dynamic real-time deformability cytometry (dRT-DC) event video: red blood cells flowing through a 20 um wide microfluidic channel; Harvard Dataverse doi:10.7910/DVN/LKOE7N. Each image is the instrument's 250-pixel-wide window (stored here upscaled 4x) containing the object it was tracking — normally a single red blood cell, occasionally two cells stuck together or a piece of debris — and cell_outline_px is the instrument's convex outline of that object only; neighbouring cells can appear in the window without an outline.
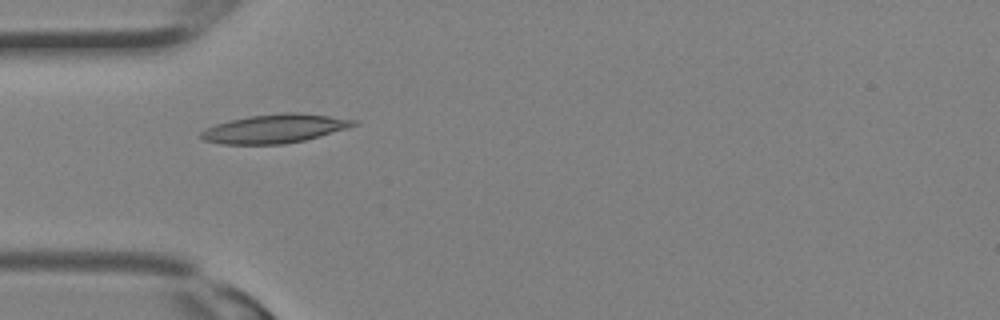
{"species": "Egyptian fruit bat (a non-hibernating species)", "species_latin": "Rousettus aegyptiacus", "temperature_condition": "room temperature", "stored_images_in_passage": 21, "camera_frame_rate_fps": 3000, "um_per_image_px": 0.085, "animal": {"sex": "female"}, "frame": {"image": 1, "passage_image": 8, "time_ms": 2.333, "image_size_px": [1000, 320], "cell_outline_px": [[360, 124], [348, 128], [320, 136], [304, 140], [284, 144], [220, 144], [204, 140], [200, 136], [200, 132], [204, 128], [216, 124], [248, 116], [284, 112], [292, 112], [328, 116], [356, 120]], "centroid_in_image_um": [23.34, 10.94], "position_along_channel_um": 61.7, "area_um2": 25.49}}
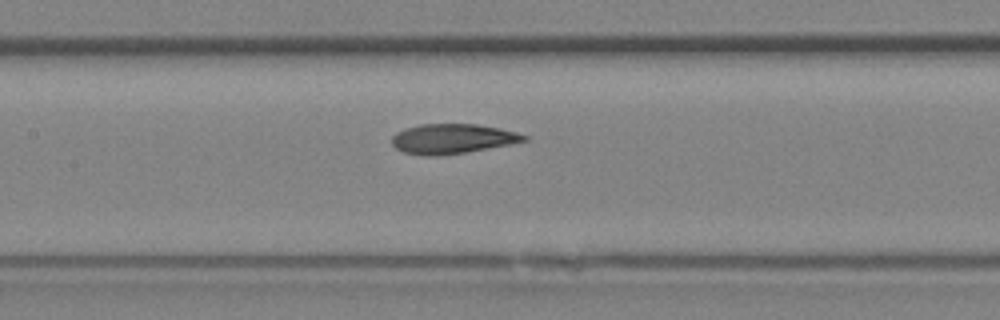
{"frame": {"image": 2, "passage_image": 13, "time_ms": 4.0, "image_size_px": [1000, 320], "cell_outline_px": [[528, 140], [508, 144], [464, 152], [436, 156], [424, 156], [404, 152], [396, 148], [392, 144], [392, 136], [396, 132], [420, 124], [476, 124], [500, 128], [516, 132], [528, 136]], "centroid_in_image_um": [38.43, 11.79], "position_along_channel_um": 169.0, "area_um2": 22.66}}
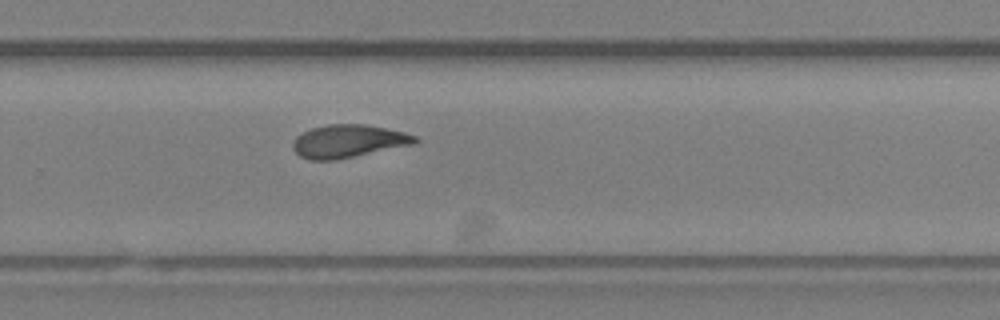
{"frame": {"image": 3, "passage_image": 19, "time_ms": 6.0, "image_size_px": [1000, 320], "cell_outline_px": [[420, 140], [416, 144], [332, 160], [308, 160], [300, 156], [292, 148], [292, 144], [296, 136], [312, 128], [328, 124], [364, 124], [404, 132], [416, 136]], "centroid_in_image_um": [29.61, 12.0], "position_along_channel_um": 300.2, "area_um2": 23.29}}